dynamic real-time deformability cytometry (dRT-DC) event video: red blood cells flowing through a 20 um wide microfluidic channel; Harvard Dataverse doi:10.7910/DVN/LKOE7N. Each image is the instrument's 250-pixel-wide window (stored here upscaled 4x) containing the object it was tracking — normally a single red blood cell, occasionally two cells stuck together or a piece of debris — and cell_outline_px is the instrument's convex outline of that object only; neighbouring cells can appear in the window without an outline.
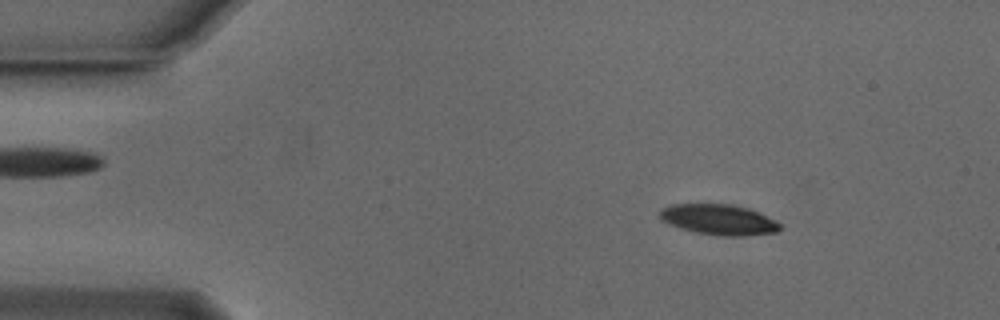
{"species": "Egyptian fruit bat (a non-hibernating species)", "species_latin": "Rousettus aegyptiacus", "temperature_condition": "cold", "stored_images_in_passage": 16, "camera_frame_rate_fps": 3000, "um_per_image_px": 0.085, "animal": {"sex": "male"}, "frame": {"image": 1, "passage_image": 7, "time_ms": 2.0, "image_size_px": [1000, 320], "cell_outline_px": [[780, 228], [776, 232], [744, 236], [724, 236], [696, 232], [680, 228], [668, 224], [660, 220], [660, 208], [672, 204], [732, 204], [748, 208], [776, 220], [780, 224]], "centroid_in_image_um": [61.07, 18.66], "position_along_channel_um": 23.9, "area_um2": 21.39}}
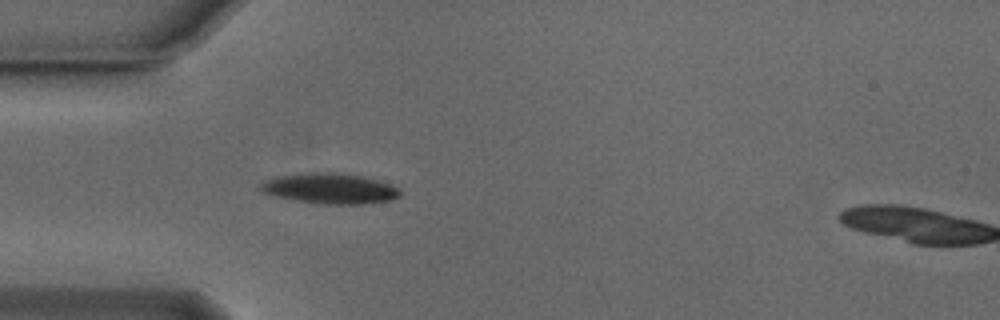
{"frame": {"image": 2, "passage_image": 15, "time_ms": 4.667, "image_size_px": [1000, 320], "cell_outline_px": [[400, 196], [392, 200], [364, 204], [316, 204], [292, 200], [276, 196], [264, 192], [260, 188], [260, 184], [276, 176], [312, 172], [332, 172], [364, 176], [392, 184], [400, 192]], "centroid_in_image_um": [28.07, 16.03], "position_along_channel_um": 56.9, "area_um2": 24.85}}